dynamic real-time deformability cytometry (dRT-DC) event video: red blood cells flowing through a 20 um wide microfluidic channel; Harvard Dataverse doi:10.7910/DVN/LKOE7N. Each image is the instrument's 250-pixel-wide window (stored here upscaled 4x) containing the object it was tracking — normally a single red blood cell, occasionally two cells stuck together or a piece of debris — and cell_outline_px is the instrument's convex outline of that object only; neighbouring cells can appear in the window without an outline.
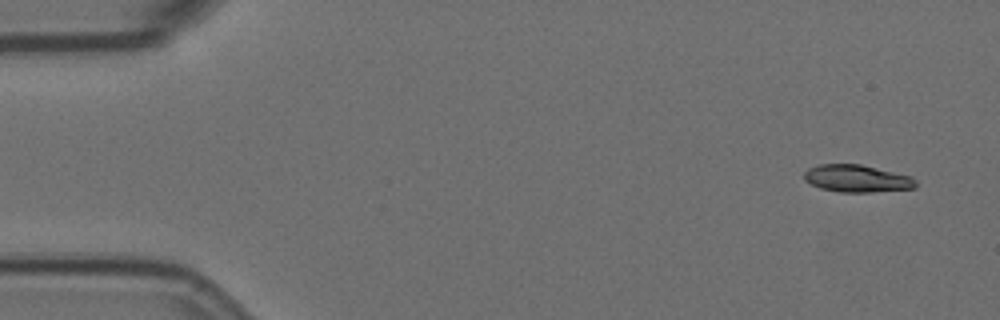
{"species": "Egyptian fruit bat (a non-hibernating species)", "species_latin": "Rousettus aegyptiacus", "temperature_condition": "room temperature", "stored_images_in_passage": 6, "camera_frame_rate_fps": 3000, "um_per_image_px": 0.085, "animal": {"sex": "female"}, "frame": {"image": 1, "passage_image": 1, "time_ms": 0.0, "image_size_px": [1000, 320], "cell_outline_px": [[916, 188], [872, 192], [840, 192], [820, 188], [804, 180], [804, 172], [808, 168], [820, 164], [860, 164], [912, 176], [916, 180]], "centroid_in_image_um": [72.85, 15.17], "position_along_channel_um": 12.2, "area_um2": 17.8}}
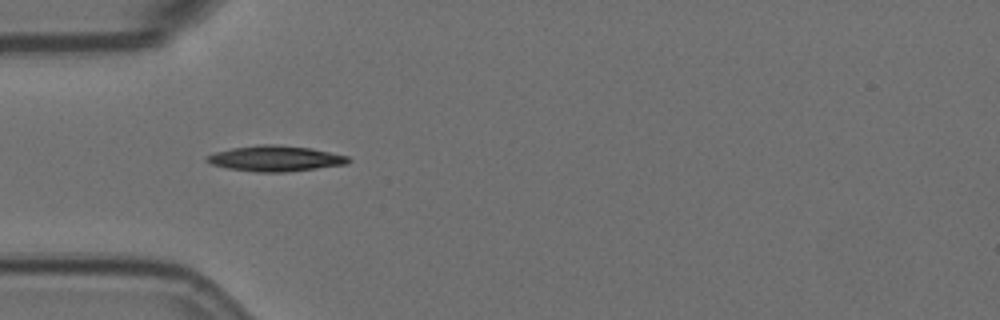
{"frame": {"image": 2, "passage_image": 5, "time_ms": 1.333, "image_size_px": [1000, 320], "cell_outline_px": [[352, 160], [348, 164], [284, 172], [256, 172], [228, 168], [212, 164], [204, 160], [204, 156], [216, 152], [232, 148], [260, 144], [276, 144], [312, 148], [348, 156]], "centroid_in_image_um": [23.41, 13.46], "position_along_channel_um": 61.6, "area_um2": 21.15}}
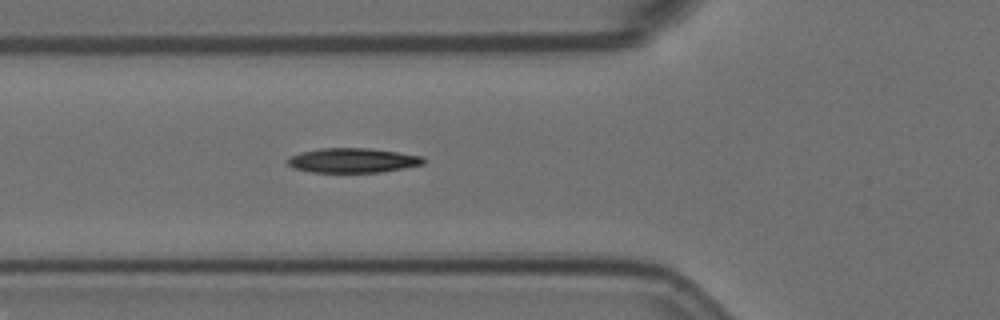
{"frame": {"image": 3, "passage_image": 6, "time_ms": 1.667, "image_size_px": [1000, 320], "cell_outline_px": [[424, 164], [404, 168], [380, 172], [312, 172], [292, 168], [284, 160], [300, 152], [320, 148], [368, 148], [424, 156]], "centroid_in_image_um": [29.95, 13.63], "position_along_channel_um": 95.8, "area_um2": 19.48}}